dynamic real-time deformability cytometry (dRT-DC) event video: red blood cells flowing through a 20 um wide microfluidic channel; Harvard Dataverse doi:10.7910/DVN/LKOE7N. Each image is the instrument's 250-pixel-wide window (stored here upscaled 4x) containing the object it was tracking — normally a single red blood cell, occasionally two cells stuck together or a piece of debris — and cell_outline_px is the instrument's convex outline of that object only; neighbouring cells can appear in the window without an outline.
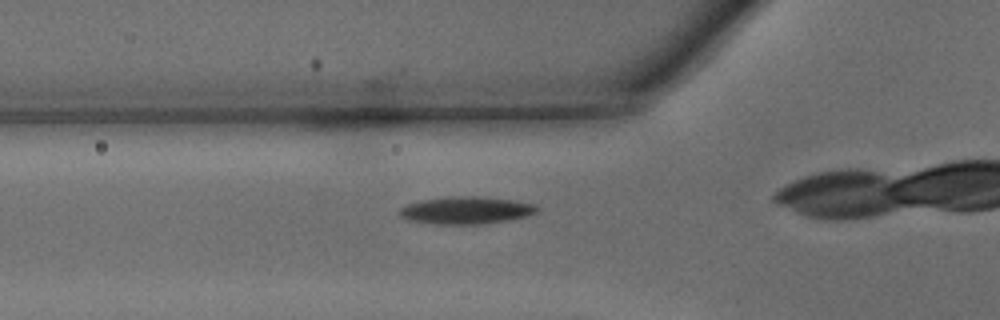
{"species": "common noctule bat (a hibernating species)", "species_latin": "Nyctalus noctula", "temperature_condition": "warm", "stored_images_in_passage": 27, "camera_frame_rate_fps": 3000, "um_per_image_px": 0.085, "animal": {"sex": "male", "body_mass_g": 15.6}, "frame": {"image": 1, "passage_image": 7, "time_ms": 2.0, "image_size_px": [1000, 320], "cell_outline_px": [[540, 208], [536, 212], [528, 216], [508, 220], [480, 224], [432, 224], [408, 220], [400, 216], [396, 212], [400, 208], [408, 204], [424, 200], [456, 196], [476, 196], [512, 200], [532, 204]], "centroid_in_image_um": [39.59, 17.89], "position_along_channel_um": 86.2, "area_um2": 21.79}}
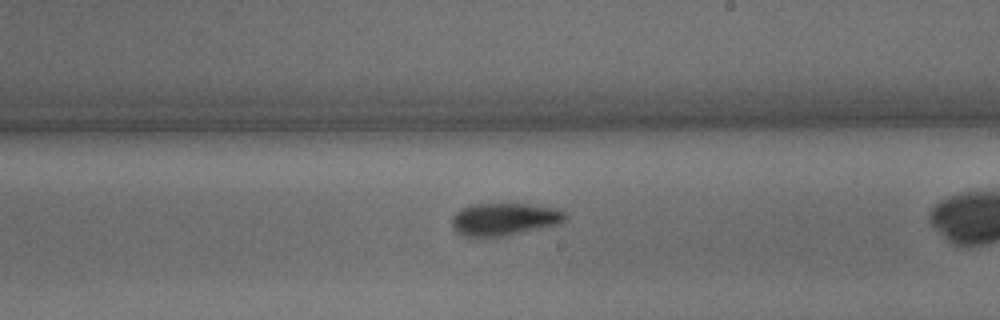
{"frame": {"image": 2, "passage_image": 18, "time_ms": 5.667, "image_size_px": [1000, 320], "cell_outline_px": [[564, 220], [560, 224], [508, 236], [464, 236], [456, 232], [452, 228], [452, 216], [460, 208], [468, 204], [528, 204], [552, 208], [564, 212]], "centroid_in_image_um": [42.81, 18.64], "position_along_channel_um": 246.2, "area_um2": 21.5}}
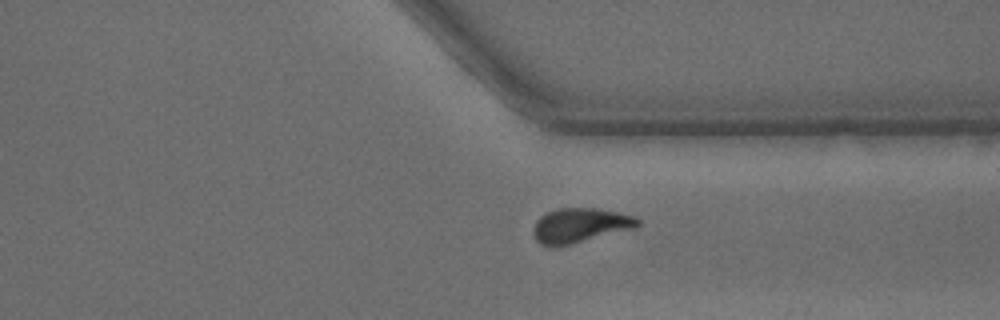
{"frame": {"image": 3, "passage_image": 26, "time_ms": 8.333, "image_size_px": [1000, 320], "cell_outline_px": [[640, 224], [636, 228], [572, 244], [552, 248], [540, 244], [536, 240], [532, 232], [532, 228], [536, 220], [540, 216], [548, 212], [560, 208], [596, 208], [620, 212], [632, 216], [640, 220]], "centroid_in_image_um": [49.28, 19.17], "position_along_channel_um": 362.1, "area_um2": 21.33}}